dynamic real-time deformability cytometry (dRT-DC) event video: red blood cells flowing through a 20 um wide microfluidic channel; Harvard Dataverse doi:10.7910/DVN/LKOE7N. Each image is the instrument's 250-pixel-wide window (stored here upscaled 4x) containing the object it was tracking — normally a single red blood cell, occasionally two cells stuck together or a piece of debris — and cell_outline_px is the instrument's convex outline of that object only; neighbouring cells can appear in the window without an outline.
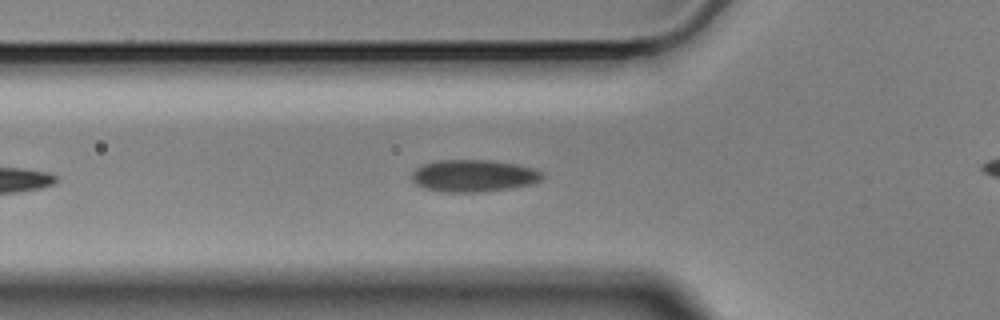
{"species": "Egyptian fruit bat (a non-hibernating species)", "species_latin": "Rousettus aegyptiacus", "temperature_condition": "cold", "stored_images_in_passage": 30, "camera_frame_rate_fps": 3000, "um_per_image_px": 0.085, "animal": {"sex": "male"}, "frame": {"image": 1, "passage_image": 8, "time_ms": 2.333, "image_size_px": [1000, 320], "cell_outline_px": [[544, 176], [540, 180], [532, 184], [512, 188], [480, 192], [440, 192], [424, 188], [416, 184], [412, 180], [412, 172], [416, 168], [424, 164], [436, 160], [488, 160], [516, 164], [532, 168], [544, 172]], "centroid_in_image_um": [40.25, 14.94], "position_along_channel_um": 85.5, "area_um2": 24.57}}
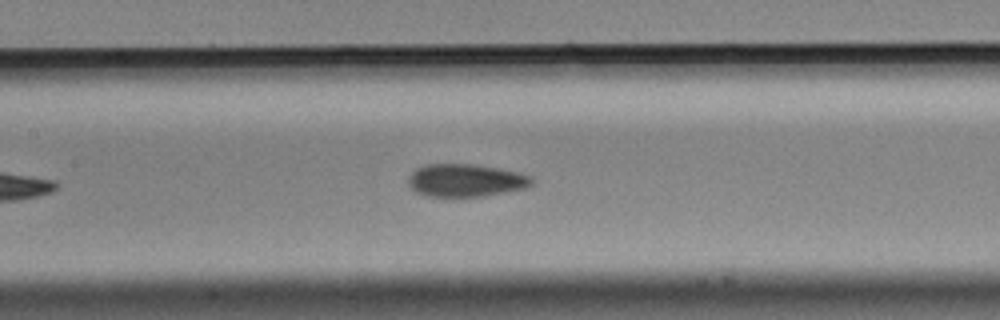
{"frame": {"image": 2, "passage_image": 15, "time_ms": 4.667, "image_size_px": [1000, 320], "cell_outline_px": [[536, 180], [532, 184], [524, 188], [484, 196], [424, 196], [416, 192], [408, 184], [408, 176], [416, 168], [428, 164], [472, 164], [520, 172], [532, 176]], "centroid_in_image_um": [39.59, 15.33], "position_along_channel_um": 167.8, "area_um2": 23.58}}
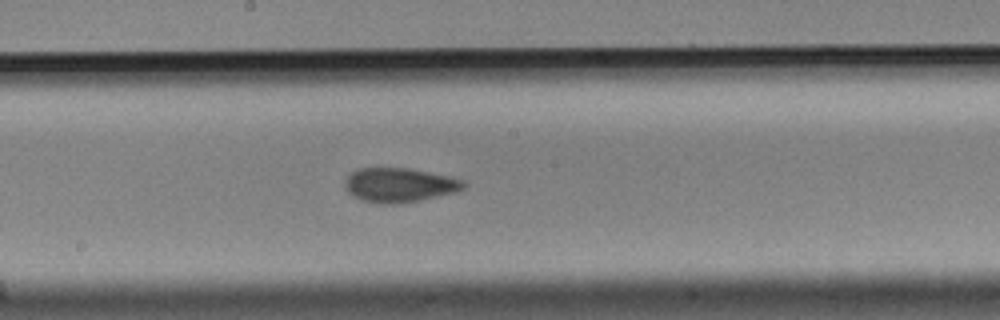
{"frame": {"image": 3, "passage_image": 19, "time_ms": 6.0, "image_size_px": [1000, 320], "cell_outline_px": [[468, 184], [464, 188], [452, 192], [420, 200], [396, 204], [380, 204], [364, 200], [352, 196], [344, 188], [344, 180], [356, 168], [408, 168], [448, 176], [464, 180]], "centroid_in_image_um": [33.9, 15.72], "position_along_channel_um": 214.3, "area_um2": 23.64}}